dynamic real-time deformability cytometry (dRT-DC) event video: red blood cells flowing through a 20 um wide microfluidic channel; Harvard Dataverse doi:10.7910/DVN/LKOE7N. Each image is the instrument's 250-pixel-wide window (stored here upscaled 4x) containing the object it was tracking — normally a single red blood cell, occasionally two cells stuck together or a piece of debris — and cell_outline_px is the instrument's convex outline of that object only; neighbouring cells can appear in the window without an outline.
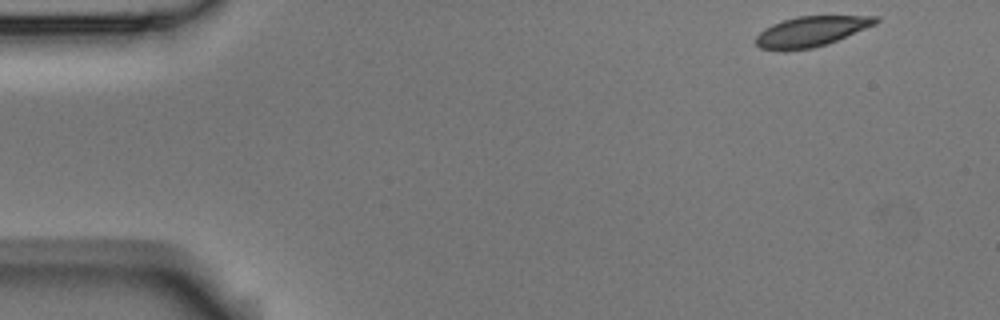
{"species": "Egyptian fruit bat (a non-hibernating species)", "species_latin": "Rousettus aegyptiacus", "temperature_condition": "room temperature", "stored_images_in_passage": 50, "camera_frame_rate_fps": 3000, "um_per_image_px": 0.085, "animal": {"sex": "male"}, "frame": {"image": 1, "passage_image": 1, "time_ms": 0.0, "image_size_px": [1000, 320], "cell_outline_px": [[880, 20], [876, 24], [836, 40], [812, 48], [784, 52], [760, 48], [756, 44], [756, 36], [764, 28], [772, 24], [784, 20], [800, 16], [880, 16]], "centroid_in_image_um": [68.91, 2.68], "position_along_channel_um": 16.1, "area_um2": 21.04}}
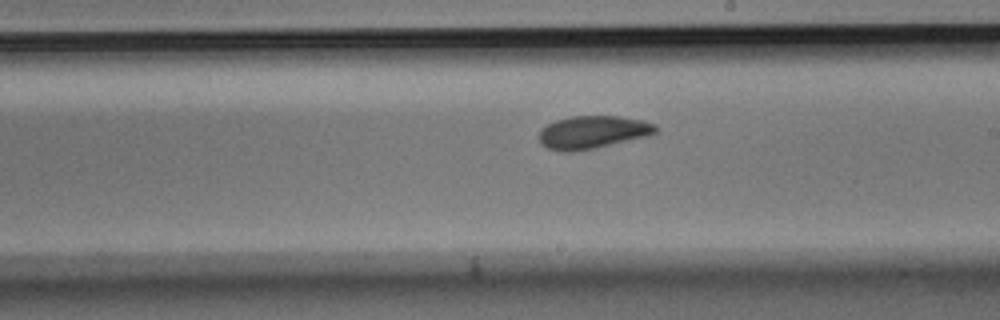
{"frame": {"image": 2, "passage_image": 27, "time_ms": 8.667, "image_size_px": [1000, 320], "cell_outline_px": [[660, 128], [656, 132], [648, 136], [592, 148], [568, 152], [548, 148], [540, 140], [540, 128], [556, 120], [572, 116], [620, 116], [644, 120], [656, 124]], "centroid_in_image_um": [50.43, 11.21], "position_along_channel_um": 238.6, "area_um2": 22.08}}
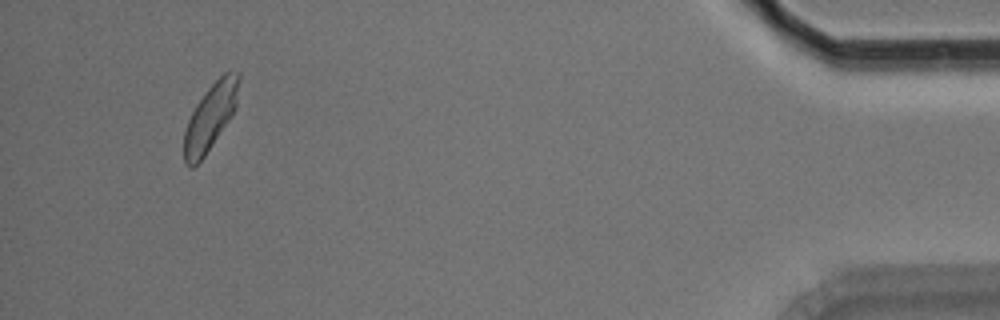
{"frame": {"image": 3, "passage_image": 47, "time_ms": 15.333, "image_size_px": [1000, 320], "cell_outline_px": [[240, 80], [236, 108], [232, 116], [204, 156], [192, 168], [184, 160], [184, 132], [188, 120], [196, 104], [208, 88], [224, 72], [240, 72]], "centroid_in_image_um": [17.9, 9.91], "position_along_channel_um": 417.3, "area_um2": 20.98}, "authors_computed_cell_mechanics": {"area_um2": 21.7906, "velocity_mm_per_s": 3.7404, "shape_relaxation_time_tau1_ms": 3.5438, "shape_relaxation_time_tau2_ms": 3.078, "deformation_change_tau1": 0.1099, "deformation_change_tau2": 0.0668}}